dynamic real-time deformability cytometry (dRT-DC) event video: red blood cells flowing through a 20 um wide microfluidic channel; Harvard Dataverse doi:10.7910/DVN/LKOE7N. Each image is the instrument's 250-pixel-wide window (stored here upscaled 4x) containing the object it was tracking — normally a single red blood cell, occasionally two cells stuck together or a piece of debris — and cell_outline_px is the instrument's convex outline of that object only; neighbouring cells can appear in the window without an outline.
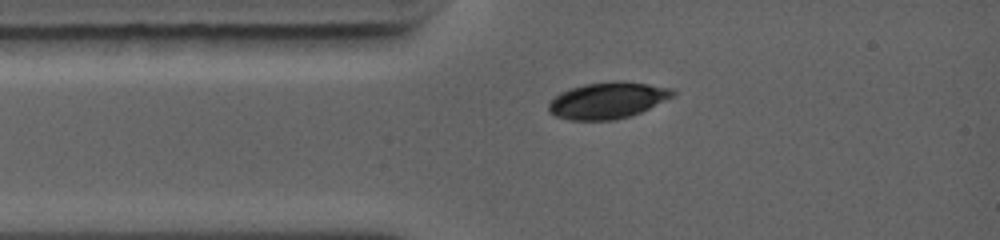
{"species": "common noctule bat (a hibernating species)", "species_latin": "Nyctalus noctula", "temperature_condition": "warm", "stored_images_in_passage": 55, "camera_frame_rate_fps": 5000, "um_per_image_px": 0.085, "animal": {"sex": "female", "body_mass_g": 19.0, "forearm_length_mm": 56.7}, "frame": {"image": 1, "passage_image": 1, "time_ms": 0.0, "image_size_px": [1000, 240], "cell_outline_px": [[676, 96], [632, 116], [616, 120], [568, 120], [556, 116], [548, 112], [548, 104], [560, 92], [568, 88], [584, 84], [616, 80], [624, 80], [672, 88], [676, 92]], "centroid_in_image_um": [51.67, 8.53], "position_along_channel_um": 33.3, "area_um2": 26.82}}
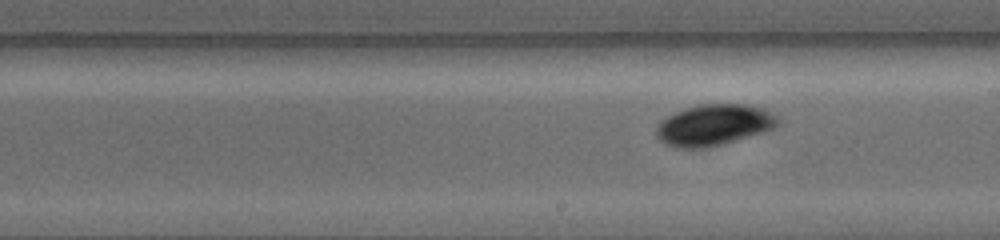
{"frame": {"image": 2, "passage_image": 24, "time_ms": 4.6, "image_size_px": [1000, 240], "cell_outline_px": [[784, 120], [780, 124], [772, 128], [736, 140], [708, 148], [676, 148], [664, 144], [656, 136], [656, 124], [660, 120], [684, 108], [700, 104], [744, 104], [764, 108], [772, 112]], "centroid_in_image_um": [60.68, 10.62], "position_along_channel_um": 228.3, "area_um2": 29.42}}
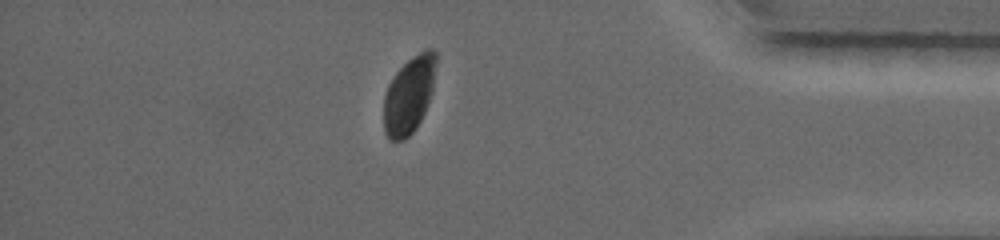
{"frame": {"image": 3, "passage_image": 47, "time_ms": 9.2, "image_size_px": [1000, 240], "cell_outline_px": [[436, 60], [432, 92], [428, 104], [416, 128], [404, 140], [388, 140], [384, 132], [384, 96], [388, 84], [396, 72], [412, 56], [424, 48], [432, 48], [436, 52]], "centroid_in_image_um": [34.77, 8.06], "position_along_channel_um": 400.4, "area_um2": 23.58}, "authors_computed_cell_mechanics": {"area_um2": 27.6862, "velocity_mm_per_s": 4.4197, "shape_relaxation_time_tau1_ms": 1.2165, "shape_relaxation_time_tau2_ms": null, "deformation_change_tau1": 0.066, "deformation_change_tau2": null}}